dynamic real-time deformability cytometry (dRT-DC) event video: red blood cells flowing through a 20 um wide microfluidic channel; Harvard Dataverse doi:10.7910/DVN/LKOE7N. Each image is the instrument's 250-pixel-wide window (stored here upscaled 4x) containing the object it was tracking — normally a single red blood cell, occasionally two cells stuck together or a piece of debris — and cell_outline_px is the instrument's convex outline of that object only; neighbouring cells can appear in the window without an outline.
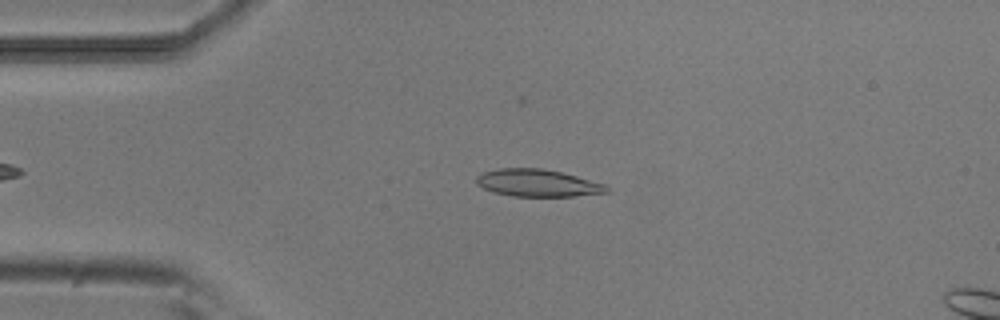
{"species": "common noctule bat (a hibernating species)", "species_latin": "Nyctalus noctula", "temperature_condition": "room temperature", "stored_images_in_passage": 41, "camera_frame_rate_fps": 3000, "um_per_image_px": 0.085, "animal": {"sex": "male", "body_mass_g": 20.5, "forearm_length_mm": 52.5}, "frame": {"image": 1, "passage_image": 7, "time_ms": 2.0, "image_size_px": [1000, 320], "cell_outline_px": [[608, 192], [572, 196], [512, 196], [492, 192], [476, 184], [476, 176], [484, 172], [500, 168], [540, 168], [560, 172], [576, 176], [604, 184], [608, 188]], "centroid_in_image_um": [45.64, 15.55], "position_along_channel_um": 39.4, "area_um2": 20.46}}
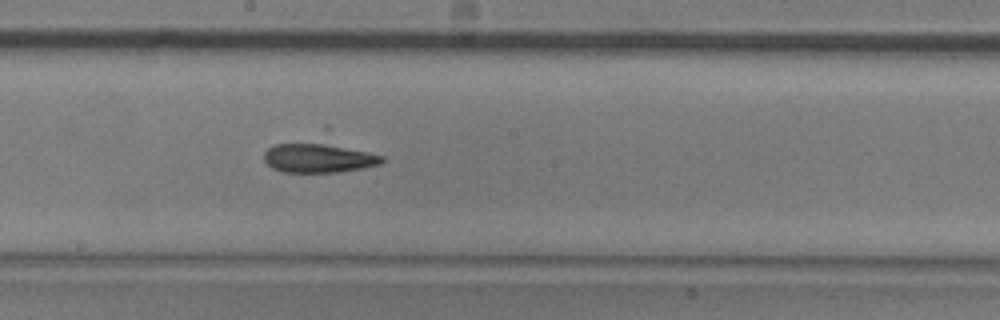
{"frame": {"image": 2, "passage_image": 23, "time_ms": 7.333, "image_size_px": [1000, 320], "cell_outline_px": [[384, 160], [380, 164], [360, 168], [336, 172], [280, 172], [272, 168], [264, 160], [264, 152], [268, 148], [276, 144], [316, 140], [320, 140], [384, 156]], "centroid_in_image_um": [27.03, 13.38], "position_along_channel_um": 221.2, "area_um2": 20.75}}
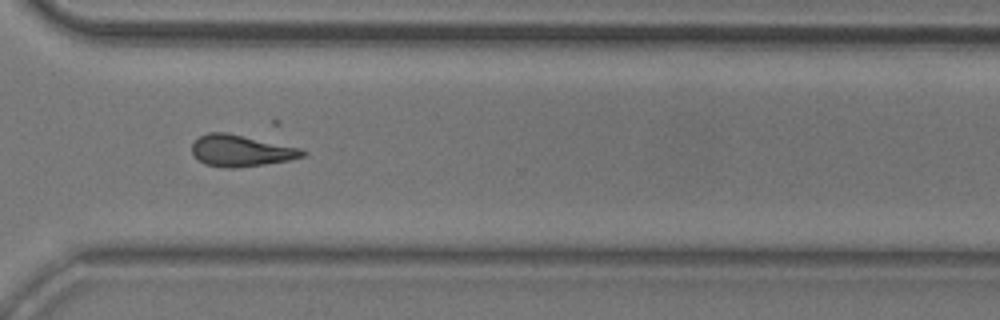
{"frame": {"image": 3, "passage_image": 33, "time_ms": 10.667, "image_size_px": [1000, 320], "cell_outline_px": [[308, 152], [304, 156], [288, 160], [264, 164], [236, 168], [224, 168], [204, 164], [192, 152], [192, 144], [200, 136], [208, 132], [228, 132], [300, 148]], "centroid_in_image_um": [20.48, 12.81], "position_along_channel_um": 350.1, "area_um2": 20.23}}